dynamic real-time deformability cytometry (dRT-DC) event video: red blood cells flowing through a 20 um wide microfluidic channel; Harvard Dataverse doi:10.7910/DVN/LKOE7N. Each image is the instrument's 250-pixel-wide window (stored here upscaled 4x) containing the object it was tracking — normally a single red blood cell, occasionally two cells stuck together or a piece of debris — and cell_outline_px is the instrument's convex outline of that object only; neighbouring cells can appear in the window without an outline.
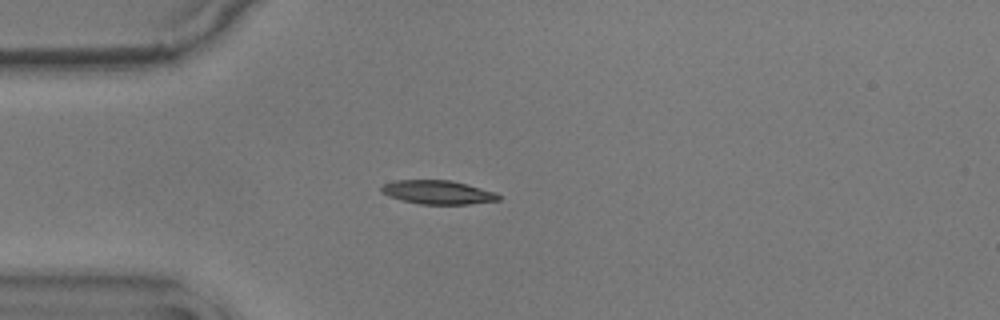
{"species": "common noctule bat (a hibernating species)", "species_latin": "Nyctalus noctula", "temperature_condition": "warm", "stored_images_in_passage": 42, "camera_frame_rate_fps": 3000, "um_per_image_px": 0.085, "animal": {"sex": "male", "body_mass_g": 17.9}, "frame": {"image": 1, "passage_image": 1, "time_ms": 0.0, "image_size_px": [1000, 320], "cell_outline_px": [[500, 200], [468, 204], [420, 204], [388, 196], [380, 192], [380, 188], [384, 184], [396, 180], [452, 180], [468, 184], [496, 192], [500, 196]], "centroid_in_image_um": [37.22, 16.33], "position_along_channel_um": 47.8, "area_um2": 16.24}}
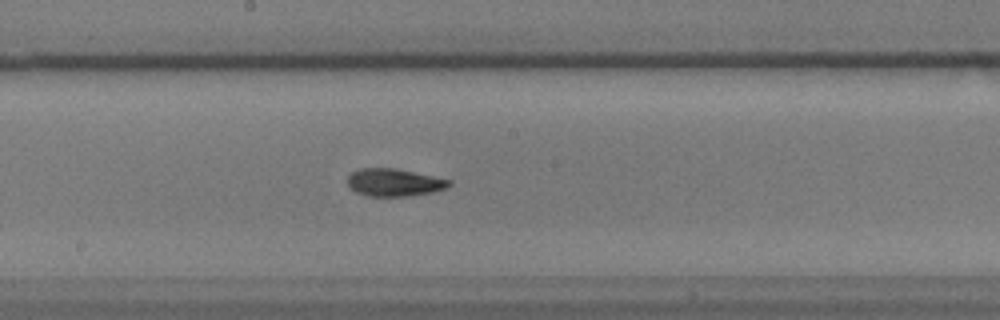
{"frame": {"image": 2, "passage_image": 16, "time_ms": 5.0, "image_size_px": [1000, 320], "cell_outline_px": [[452, 184], [448, 188], [432, 192], [408, 196], [368, 196], [356, 192], [348, 184], [348, 176], [352, 172], [360, 168], [396, 168], [452, 180]], "centroid_in_image_um": [33.54, 15.5], "position_along_channel_um": 214.7, "area_um2": 16.36}}
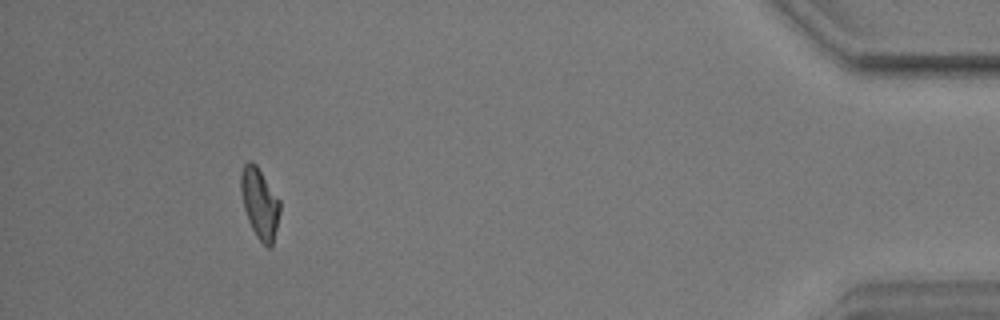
{"frame": {"image": 3, "passage_image": 38, "time_ms": 12.333, "image_size_px": [1000, 320], "cell_outline_px": [[280, 212], [272, 248], [268, 248], [256, 236], [248, 220], [244, 208], [240, 192], [240, 172], [244, 164], [248, 160], [252, 160], [256, 164], [280, 200]], "centroid_in_image_um": [22.06, 17.26], "position_along_channel_um": 413.1, "area_um2": 16.18}, "authors_computed_cell_mechanics": {"area_um2": 16.2418, "velocity_mm_per_s": 3.5811, "shape_relaxation_time_tau1_ms": 7.1058, "shape_relaxation_time_tau2_ms": 2.6598, "deformation_change_tau1": 0.1913, "deformation_change_tau2": 0.0843}}